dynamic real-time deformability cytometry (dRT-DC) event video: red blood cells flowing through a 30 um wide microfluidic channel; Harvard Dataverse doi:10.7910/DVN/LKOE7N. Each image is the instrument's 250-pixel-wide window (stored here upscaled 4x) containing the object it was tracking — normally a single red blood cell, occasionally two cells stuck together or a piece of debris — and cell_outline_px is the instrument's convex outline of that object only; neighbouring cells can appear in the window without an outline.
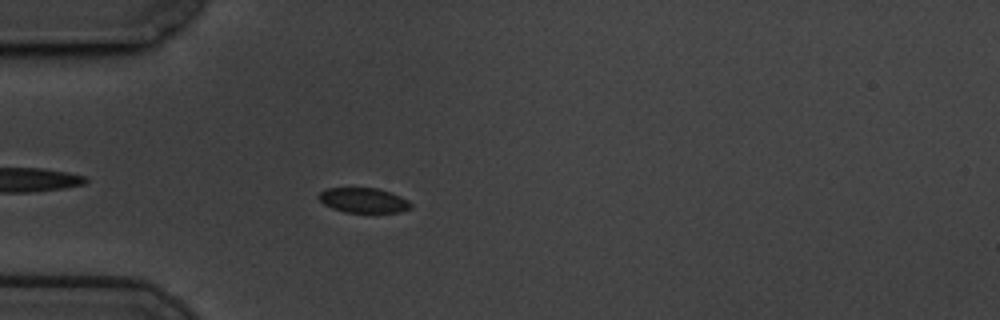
{"species": "common noctule bat (a hibernating species)", "species_latin": "Nyctalus noctula", "temperature_condition": "cold", "stored_images_in_passage": 48, "camera_frame_rate_fps": 3000, "um_per_image_px": 0.085, "animal": {"sex": "male", "body_mass_g": 19.5, "forearm_length_mm": 54.6}, "frame": {"image": 1, "passage_image": 6, "time_ms": 1.667, "image_size_px": [1000, 320], "cell_outline_px": [[412, 208], [400, 212], [344, 212], [332, 208], [324, 204], [316, 196], [320, 192], [328, 188], [376, 188], [400, 196], [408, 200], [412, 204]], "centroid_in_image_um": [30.89, 17.03], "position_along_channel_um": 54.1, "area_um2": 13.29}}
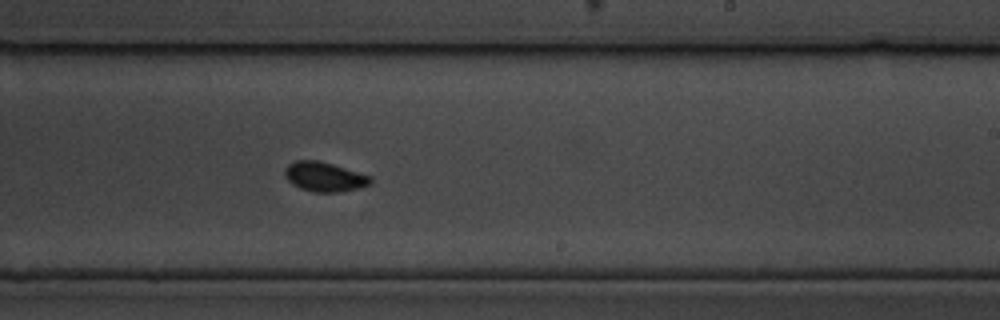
{"frame": {"image": 2, "passage_image": 25, "time_ms": 8.0, "image_size_px": [1000, 320], "cell_outline_px": [[372, 184], [340, 192], [312, 192], [300, 188], [292, 184], [284, 176], [284, 168], [288, 164], [296, 160], [316, 160], [332, 164], [372, 176]], "centroid_in_image_um": [27.56, 15.02], "position_along_channel_um": 261.4, "area_um2": 14.8}}
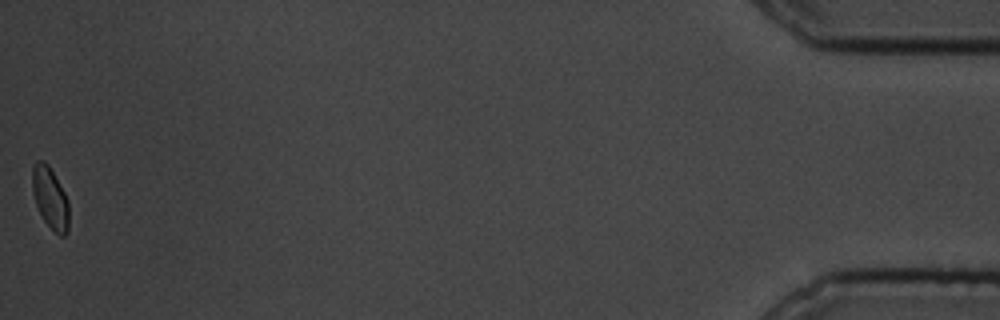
{"frame": {"image": 3, "passage_image": 48, "time_ms": 15.667, "image_size_px": [1000, 320], "cell_outline_px": [[68, 232], [64, 236], [60, 236], [44, 220], [36, 204], [32, 192], [32, 164], [36, 160], [44, 160], [48, 164], [64, 192], [68, 200]], "centroid_in_image_um": [4.25, 16.78], "position_along_channel_um": 431.0, "area_um2": 13.06}, "authors_computed_cell_mechanics": {"area_um2": 14.3344, "velocity_mm_per_s": 3.4097, "shape_relaxation_time_tau1_ms": 9.8373, "shape_relaxation_time_tau2_ms": null, "deformation_change_tau1": 0.1038, "deformation_change_tau2": null}}